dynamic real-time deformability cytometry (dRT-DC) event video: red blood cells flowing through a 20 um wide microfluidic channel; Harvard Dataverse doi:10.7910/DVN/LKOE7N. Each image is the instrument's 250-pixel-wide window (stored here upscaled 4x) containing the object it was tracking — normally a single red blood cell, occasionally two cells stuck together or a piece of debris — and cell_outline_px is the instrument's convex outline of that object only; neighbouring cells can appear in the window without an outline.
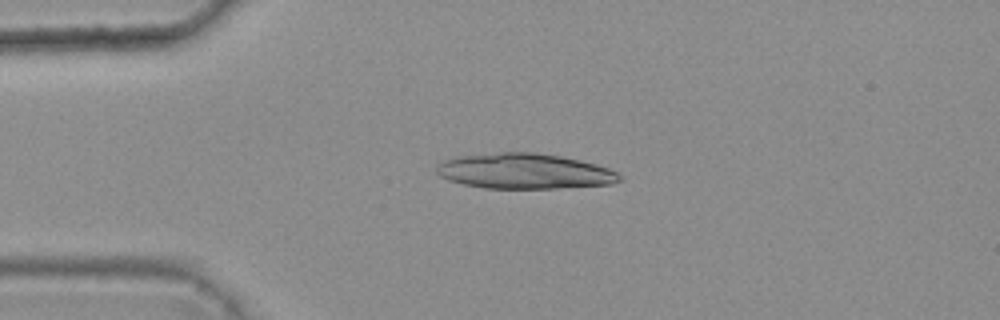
{"species": "common noctule bat (a hibernating species)", "species_latin": "Nyctalus noctula", "temperature_condition": "warm", "stored_images_in_passage": 4, "camera_frame_rate_fps": 3000, "um_per_image_px": 0.085, "animal": {"sex": "female", "body_mass_g": 25.1}, "frame": {"image": 1, "passage_image": 3, "time_ms": 0.667, "image_size_px": [1000, 320], "cell_outline_px": [[620, 180], [612, 184], [556, 188], [484, 188], [464, 184], [448, 180], [440, 176], [436, 172], [436, 164], [444, 160], [460, 156], [500, 152], [536, 152], [560, 156], [580, 160], [596, 164], [608, 168], [616, 172], [620, 176]], "centroid_in_image_um": [44.55, 14.55], "position_along_channel_um": 40.4, "area_um2": 37.63}}